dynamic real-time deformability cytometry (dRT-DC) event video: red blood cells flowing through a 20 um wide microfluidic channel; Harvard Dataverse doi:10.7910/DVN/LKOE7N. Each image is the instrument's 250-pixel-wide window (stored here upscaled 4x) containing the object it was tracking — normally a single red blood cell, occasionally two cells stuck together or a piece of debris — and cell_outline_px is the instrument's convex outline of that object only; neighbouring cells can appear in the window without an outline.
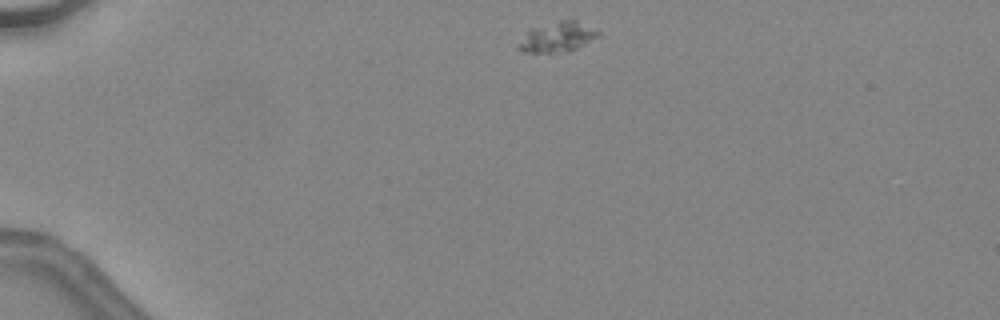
{"species": "common noctule bat (a hibernating species)", "species_latin": "Nyctalus noctula", "temperature_condition": "warm", "stored_images_in_passage": 37, "camera_frame_rate_fps": 3000, "um_per_image_px": 0.085, "animal": {"sex": "female", "body_mass_g": 24.6, "forearm_length_mm": 56.2}, "frame": {"image": 1, "passage_image": 1, "time_ms": 0.0, "image_size_px": [1000, 320], "cell_outline_px": [[600, 36], [576, 48], [552, 52], [520, 52], [516, 48], [516, 44], [528, 28], [560, 20], [576, 20], [600, 32]], "centroid_in_image_um": [47.29, 3.13], "position_along_channel_um": 37.7, "area_um2": 13.93}}